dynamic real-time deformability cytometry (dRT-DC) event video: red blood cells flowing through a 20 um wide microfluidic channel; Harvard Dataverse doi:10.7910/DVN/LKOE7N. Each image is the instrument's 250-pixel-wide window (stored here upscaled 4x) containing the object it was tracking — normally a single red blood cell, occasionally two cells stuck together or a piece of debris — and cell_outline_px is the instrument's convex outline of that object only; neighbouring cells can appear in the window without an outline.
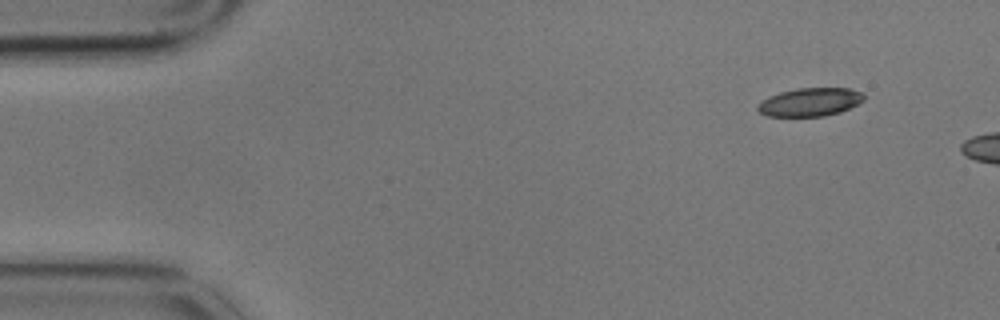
{"species": "common noctule bat (a hibernating species)", "species_latin": "Nyctalus noctula", "temperature_condition": "cold", "stored_images_in_passage": 3, "camera_frame_rate_fps": 3000, "um_per_image_px": 0.085, "animal": {"sex": "male", "body_mass_g": 17.9}, "frame": {"image": 1, "passage_image": 1, "time_ms": 0.0, "image_size_px": [1000, 320], "cell_outline_px": [[864, 100], [840, 112], [824, 116], [768, 116], [760, 112], [756, 108], [768, 96], [780, 92], [796, 88], [848, 88], [860, 92], [864, 96]], "centroid_in_image_um": [68.84, 8.67], "position_along_channel_um": 16.2, "area_um2": 17.28}}